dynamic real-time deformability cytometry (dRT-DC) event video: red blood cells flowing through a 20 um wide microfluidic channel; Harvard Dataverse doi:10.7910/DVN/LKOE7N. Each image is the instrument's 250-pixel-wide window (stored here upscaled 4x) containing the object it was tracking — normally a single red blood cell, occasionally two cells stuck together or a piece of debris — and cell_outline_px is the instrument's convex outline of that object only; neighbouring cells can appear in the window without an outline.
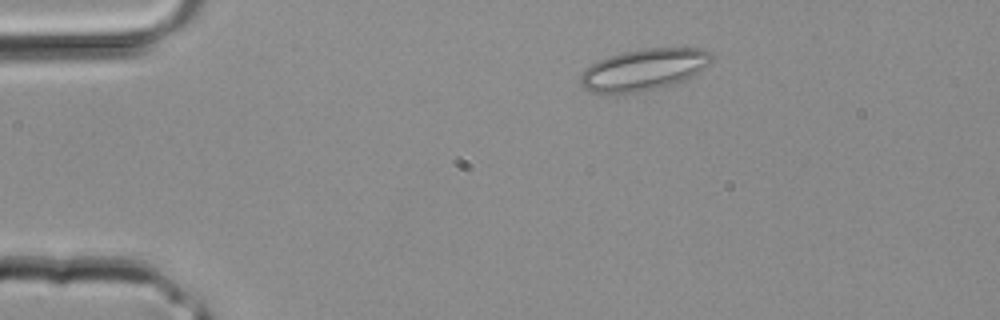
{"species": "common noctule bat (a hibernating species)", "species_latin": "Nyctalus noctula", "temperature_condition": "room temperature", "stored_images_in_passage": 2, "camera_frame_rate_fps": 3000, "um_per_image_px": 0.085, "animal": {"sex": "male", "body_mass_g": 20.4}, "frame": {"image": 1, "passage_image": 1, "time_ms": 0.0, "image_size_px": [1000, 320], "cell_outline_px": [[712, 64], [700, 72], [692, 76], [672, 84], [656, 88], [636, 92], [588, 92], [580, 84], [580, 76], [592, 64], [608, 56], [620, 52], [644, 48], [704, 48], [712, 52]], "centroid_in_image_um": [54.79, 5.89], "position_along_channel_um": 30.2, "area_um2": 31.62}}